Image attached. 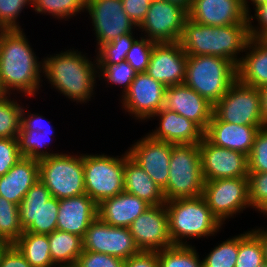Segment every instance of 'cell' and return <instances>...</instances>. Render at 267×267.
<instances>
[{
    "label": "cell",
    "instance_id": "cell-1",
    "mask_svg": "<svg viewBox=\"0 0 267 267\" xmlns=\"http://www.w3.org/2000/svg\"><path fill=\"white\" fill-rule=\"evenodd\" d=\"M33 49L23 28L0 29V84L4 94L31 98L42 90L43 59L39 61Z\"/></svg>",
    "mask_w": 267,
    "mask_h": 267
},
{
    "label": "cell",
    "instance_id": "cell-2",
    "mask_svg": "<svg viewBox=\"0 0 267 267\" xmlns=\"http://www.w3.org/2000/svg\"><path fill=\"white\" fill-rule=\"evenodd\" d=\"M64 50L42 58L43 76L60 95L71 102L86 104L94 97L96 79H99L96 56L89 58L88 53L74 47Z\"/></svg>",
    "mask_w": 267,
    "mask_h": 267
},
{
    "label": "cell",
    "instance_id": "cell-3",
    "mask_svg": "<svg viewBox=\"0 0 267 267\" xmlns=\"http://www.w3.org/2000/svg\"><path fill=\"white\" fill-rule=\"evenodd\" d=\"M249 39L248 23L214 27L187 18L179 43L188 56H220L237 66Z\"/></svg>",
    "mask_w": 267,
    "mask_h": 267
},
{
    "label": "cell",
    "instance_id": "cell-4",
    "mask_svg": "<svg viewBox=\"0 0 267 267\" xmlns=\"http://www.w3.org/2000/svg\"><path fill=\"white\" fill-rule=\"evenodd\" d=\"M165 206L173 245H192L187 241L215 236L224 226L202 195L166 201Z\"/></svg>",
    "mask_w": 267,
    "mask_h": 267
},
{
    "label": "cell",
    "instance_id": "cell-5",
    "mask_svg": "<svg viewBox=\"0 0 267 267\" xmlns=\"http://www.w3.org/2000/svg\"><path fill=\"white\" fill-rule=\"evenodd\" d=\"M237 80V66L213 55L188 56L185 84L215 105Z\"/></svg>",
    "mask_w": 267,
    "mask_h": 267
},
{
    "label": "cell",
    "instance_id": "cell-6",
    "mask_svg": "<svg viewBox=\"0 0 267 267\" xmlns=\"http://www.w3.org/2000/svg\"><path fill=\"white\" fill-rule=\"evenodd\" d=\"M204 183L199 145H173L169 177L162 190L165 201L201 196Z\"/></svg>",
    "mask_w": 267,
    "mask_h": 267
},
{
    "label": "cell",
    "instance_id": "cell-7",
    "mask_svg": "<svg viewBox=\"0 0 267 267\" xmlns=\"http://www.w3.org/2000/svg\"><path fill=\"white\" fill-rule=\"evenodd\" d=\"M72 154L61 152L39 161V179L58 200L85 194L83 153Z\"/></svg>",
    "mask_w": 267,
    "mask_h": 267
},
{
    "label": "cell",
    "instance_id": "cell-8",
    "mask_svg": "<svg viewBox=\"0 0 267 267\" xmlns=\"http://www.w3.org/2000/svg\"><path fill=\"white\" fill-rule=\"evenodd\" d=\"M83 167L85 193L97 204L124 192V153L83 154Z\"/></svg>",
    "mask_w": 267,
    "mask_h": 267
},
{
    "label": "cell",
    "instance_id": "cell-9",
    "mask_svg": "<svg viewBox=\"0 0 267 267\" xmlns=\"http://www.w3.org/2000/svg\"><path fill=\"white\" fill-rule=\"evenodd\" d=\"M202 196L223 225L226 224V220L251 208L248 177L205 181Z\"/></svg>",
    "mask_w": 267,
    "mask_h": 267
},
{
    "label": "cell",
    "instance_id": "cell-10",
    "mask_svg": "<svg viewBox=\"0 0 267 267\" xmlns=\"http://www.w3.org/2000/svg\"><path fill=\"white\" fill-rule=\"evenodd\" d=\"M213 114L220 121L228 123L264 126L259 89L246 85L238 79L214 105Z\"/></svg>",
    "mask_w": 267,
    "mask_h": 267
},
{
    "label": "cell",
    "instance_id": "cell-11",
    "mask_svg": "<svg viewBox=\"0 0 267 267\" xmlns=\"http://www.w3.org/2000/svg\"><path fill=\"white\" fill-rule=\"evenodd\" d=\"M59 200L40 179L27 191L19 204L20 224L24 232L48 235L57 230Z\"/></svg>",
    "mask_w": 267,
    "mask_h": 267
},
{
    "label": "cell",
    "instance_id": "cell-12",
    "mask_svg": "<svg viewBox=\"0 0 267 267\" xmlns=\"http://www.w3.org/2000/svg\"><path fill=\"white\" fill-rule=\"evenodd\" d=\"M92 21L95 51L103 44L109 43L121 35L138 30L123 8L122 0H86L85 13ZM136 29V30H135Z\"/></svg>",
    "mask_w": 267,
    "mask_h": 267
},
{
    "label": "cell",
    "instance_id": "cell-13",
    "mask_svg": "<svg viewBox=\"0 0 267 267\" xmlns=\"http://www.w3.org/2000/svg\"><path fill=\"white\" fill-rule=\"evenodd\" d=\"M188 12L165 0L152 2L138 31L156 43L179 42ZM144 35V36H143Z\"/></svg>",
    "mask_w": 267,
    "mask_h": 267
},
{
    "label": "cell",
    "instance_id": "cell-14",
    "mask_svg": "<svg viewBox=\"0 0 267 267\" xmlns=\"http://www.w3.org/2000/svg\"><path fill=\"white\" fill-rule=\"evenodd\" d=\"M166 86L146 73H137L129 89L119 99L122 110L138 122H147L163 108ZM135 117V118H134Z\"/></svg>",
    "mask_w": 267,
    "mask_h": 267
},
{
    "label": "cell",
    "instance_id": "cell-15",
    "mask_svg": "<svg viewBox=\"0 0 267 267\" xmlns=\"http://www.w3.org/2000/svg\"><path fill=\"white\" fill-rule=\"evenodd\" d=\"M83 250L108 254L126 260L138 254L129 228L115 227L97 217L86 230Z\"/></svg>",
    "mask_w": 267,
    "mask_h": 267
},
{
    "label": "cell",
    "instance_id": "cell-16",
    "mask_svg": "<svg viewBox=\"0 0 267 267\" xmlns=\"http://www.w3.org/2000/svg\"><path fill=\"white\" fill-rule=\"evenodd\" d=\"M128 228L139 251L157 252L173 246L165 204L149 206Z\"/></svg>",
    "mask_w": 267,
    "mask_h": 267
},
{
    "label": "cell",
    "instance_id": "cell-17",
    "mask_svg": "<svg viewBox=\"0 0 267 267\" xmlns=\"http://www.w3.org/2000/svg\"><path fill=\"white\" fill-rule=\"evenodd\" d=\"M204 181L248 177V156L212 144L205 136L199 142Z\"/></svg>",
    "mask_w": 267,
    "mask_h": 267
},
{
    "label": "cell",
    "instance_id": "cell-18",
    "mask_svg": "<svg viewBox=\"0 0 267 267\" xmlns=\"http://www.w3.org/2000/svg\"><path fill=\"white\" fill-rule=\"evenodd\" d=\"M173 145L155 140L146 134L130 145L127 152L163 190L169 177V162Z\"/></svg>",
    "mask_w": 267,
    "mask_h": 267
},
{
    "label": "cell",
    "instance_id": "cell-19",
    "mask_svg": "<svg viewBox=\"0 0 267 267\" xmlns=\"http://www.w3.org/2000/svg\"><path fill=\"white\" fill-rule=\"evenodd\" d=\"M187 57L179 42L157 43L151 53L146 74L166 87L183 84Z\"/></svg>",
    "mask_w": 267,
    "mask_h": 267
},
{
    "label": "cell",
    "instance_id": "cell-20",
    "mask_svg": "<svg viewBox=\"0 0 267 267\" xmlns=\"http://www.w3.org/2000/svg\"><path fill=\"white\" fill-rule=\"evenodd\" d=\"M163 108L186 117L205 132L212 119L214 105L183 83L166 87Z\"/></svg>",
    "mask_w": 267,
    "mask_h": 267
},
{
    "label": "cell",
    "instance_id": "cell-21",
    "mask_svg": "<svg viewBox=\"0 0 267 267\" xmlns=\"http://www.w3.org/2000/svg\"><path fill=\"white\" fill-rule=\"evenodd\" d=\"M188 18L214 27L248 23L244 0H193Z\"/></svg>",
    "mask_w": 267,
    "mask_h": 267
},
{
    "label": "cell",
    "instance_id": "cell-22",
    "mask_svg": "<svg viewBox=\"0 0 267 267\" xmlns=\"http://www.w3.org/2000/svg\"><path fill=\"white\" fill-rule=\"evenodd\" d=\"M151 118H157L159 126L146 134L155 140L179 145L199 144L204 138V131L197 124L174 111L162 108Z\"/></svg>",
    "mask_w": 267,
    "mask_h": 267
},
{
    "label": "cell",
    "instance_id": "cell-23",
    "mask_svg": "<svg viewBox=\"0 0 267 267\" xmlns=\"http://www.w3.org/2000/svg\"><path fill=\"white\" fill-rule=\"evenodd\" d=\"M98 217V204L86 193L59 200L57 230L84 237L89 225Z\"/></svg>",
    "mask_w": 267,
    "mask_h": 267
},
{
    "label": "cell",
    "instance_id": "cell-24",
    "mask_svg": "<svg viewBox=\"0 0 267 267\" xmlns=\"http://www.w3.org/2000/svg\"><path fill=\"white\" fill-rule=\"evenodd\" d=\"M263 127L220 121L213 114L204 136L216 146L238 151L248 156L257 133Z\"/></svg>",
    "mask_w": 267,
    "mask_h": 267
},
{
    "label": "cell",
    "instance_id": "cell-25",
    "mask_svg": "<svg viewBox=\"0 0 267 267\" xmlns=\"http://www.w3.org/2000/svg\"><path fill=\"white\" fill-rule=\"evenodd\" d=\"M150 205L125 191L98 204V217L105 223L128 228Z\"/></svg>",
    "mask_w": 267,
    "mask_h": 267
},
{
    "label": "cell",
    "instance_id": "cell-26",
    "mask_svg": "<svg viewBox=\"0 0 267 267\" xmlns=\"http://www.w3.org/2000/svg\"><path fill=\"white\" fill-rule=\"evenodd\" d=\"M39 180V161L22 157L0 176V196L19 206L27 191Z\"/></svg>",
    "mask_w": 267,
    "mask_h": 267
},
{
    "label": "cell",
    "instance_id": "cell-27",
    "mask_svg": "<svg viewBox=\"0 0 267 267\" xmlns=\"http://www.w3.org/2000/svg\"><path fill=\"white\" fill-rule=\"evenodd\" d=\"M244 52L237 65V79L258 89L267 85V41L250 37Z\"/></svg>",
    "mask_w": 267,
    "mask_h": 267
},
{
    "label": "cell",
    "instance_id": "cell-28",
    "mask_svg": "<svg viewBox=\"0 0 267 267\" xmlns=\"http://www.w3.org/2000/svg\"><path fill=\"white\" fill-rule=\"evenodd\" d=\"M124 191L144 200L150 206L165 204L162 189L145 170L124 152Z\"/></svg>",
    "mask_w": 267,
    "mask_h": 267
},
{
    "label": "cell",
    "instance_id": "cell-29",
    "mask_svg": "<svg viewBox=\"0 0 267 267\" xmlns=\"http://www.w3.org/2000/svg\"><path fill=\"white\" fill-rule=\"evenodd\" d=\"M50 255L57 267H74L79 255L83 252L82 237L55 230L48 234Z\"/></svg>",
    "mask_w": 267,
    "mask_h": 267
},
{
    "label": "cell",
    "instance_id": "cell-30",
    "mask_svg": "<svg viewBox=\"0 0 267 267\" xmlns=\"http://www.w3.org/2000/svg\"><path fill=\"white\" fill-rule=\"evenodd\" d=\"M14 245L32 267H57L51 259L48 235L23 232Z\"/></svg>",
    "mask_w": 267,
    "mask_h": 267
},
{
    "label": "cell",
    "instance_id": "cell-31",
    "mask_svg": "<svg viewBox=\"0 0 267 267\" xmlns=\"http://www.w3.org/2000/svg\"><path fill=\"white\" fill-rule=\"evenodd\" d=\"M54 131L25 130L21 125L16 140L23 157L40 161L59 152L48 150ZM48 147V148H47ZM48 150V151H47ZM56 152V153H54Z\"/></svg>",
    "mask_w": 267,
    "mask_h": 267
},
{
    "label": "cell",
    "instance_id": "cell-32",
    "mask_svg": "<svg viewBox=\"0 0 267 267\" xmlns=\"http://www.w3.org/2000/svg\"><path fill=\"white\" fill-rule=\"evenodd\" d=\"M193 245H173L157 251L159 267H204Z\"/></svg>",
    "mask_w": 267,
    "mask_h": 267
},
{
    "label": "cell",
    "instance_id": "cell-33",
    "mask_svg": "<svg viewBox=\"0 0 267 267\" xmlns=\"http://www.w3.org/2000/svg\"><path fill=\"white\" fill-rule=\"evenodd\" d=\"M264 263V249L259 236L250 228L238 234V256L235 267H259Z\"/></svg>",
    "mask_w": 267,
    "mask_h": 267
},
{
    "label": "cell",
    "instance_id": "cell-34",
    "mask_svg": "<svg viewBox=\"0 0 267 267\" xmlns=\"http://www.w3.org/2000/svg\"><path fill=\"white\" fill-rule=\"evenodd\" d=\"M31 7L36 14L67 21L86 10V0H32Z\"/></svg>",
    "mask_w": 267,
    "mask_h": 267
},
{
    "label": "cell",
    "instance_id": "cell-35",
    "mask_svg": "<svg viewBox=\"0 0 267 267\" xmlns=\"http://www.w3.org/2000/svg\"><path fill=\"white\" fill-rule=\"evenodd\" d=\"M14 97L0 96V138H16L19 132L23 104Z\"/></svg>",
    "mask_w": 267,
    "mask_h": 267
},
{
    "label": "cell",
    "instance_id": "cell-36",
    "mask_svg": "<svg viewBox=\"0 0 267 267\" xmlns=\"http://www.w3.org/2000/svg\"><path fill=\"white\" fill-rule=\"evenodd\" d=\"M23 232L19 206L0 196V239L14 244Z\"/></svg>",
    "mask_w": 267,
    "mask_h": 267
},
{
    "label": "cell",
    "instance_id": "cell-37",
    "mask_svg": "<svg viewBox=\"0 0 267 267\" xmlns=\"http://www.w3.org/2000/svg\"><path fill=\"white\" fill-rule=\"evenodd\" d=\"M133 33H127L109 43L101 45L95 53L97 64H118L125 61L128 51L138 38Z\"/></svg>",
    "mask_w": 267,
    "mask_h": 267
},
{
    "label": "cell",
    "instance_id": "cell-38",
    "mask_svg": "<svg viewBox=\"0 0 267 267\" xmlns=\"http://www.w3.org/2000/svg\"><path fill=\"white\" fill-rule=\"evenodd\" d=\"M98 65V80L105 81L106 87L108 84L118 86L122 88L121 96L129 89L136 72L128 64L127 61L120 62L118 64H97ZM112 84V85H111Z\"/></svg>",
    "mask_w": 267,
    "mask_h": 267
},
{
    "label": "cell",
    "instance_id": "cell-39",
    "mask_svg": "<svg viewBox=\"0 0 267 267\" xmlns=\"http://www.w3.org/2000/svg\"><path fill=\"white\" fill-rule=\"evenodd\" d=\"M202 258L204 267H235L238 256V235L221 241Z\"/></svg>",
    "mask_w": 267,
    "mask_h": 267
},
{
    "label": "cell",
    "instance_id": "cell-40",
    "mask_svg": "<svg viewBox=\"0 0 267 267\" xmlns=\"http://www.w3.org/2000/svg\"><path fill=\"white\" fill-rule=\"evenodd\" d=\"M156 44V42L140 35L139 39L136 38L132 44L125 61L128 62L136 73H146L151 53Z\"/></svg>",
    "mask_w": 267,
    "mask_h": 267
},
{
    "label": "cell",
    "instance_id": "cell-41",
    "mask_svg": "<svg viewBox=\"0 0 267 267\" xmlns=\"http://www.w3.org/2000/svg\"><path fill=\"white\" fill-rule=\"evenodd\" d=\"M32 0H0V29H22L18 17Z\"/></svg>",
    "mask_w": 267,
    "mask_h": 267
},
{
    "label": "cell",
    "instance_id": "cell-42",
    "mask_svg": "<svg viewBox=\"0 0 267 267\" xmlns=\"http://www.w3.org/2000/svg\"><path fill=\"white\" fill-rule=\"evenodd\" d=\"M248 190L251 209L260 213L267 206V172H249Z\"/></svg>",
    "mask_w": 267,
    "mask_h": 267
},
{
    "label": "cell",
    "instance_id": "cell-43",
    "mask_svg": "<svg viewBox=\"0 0 267 267\" xmlns=\"http://www.w3.org/2000/svg\"><path fill=\"white\" fill-rule=\"evenodd\" d=\"M248 170L249 172H267V126L261 128L256 135L248 155Z\"/></svg>",
    "mask_w": 267,
    "mask_h": 267
},
{
    "label": "cell",
    "instance_id": "cell-44",
    "mask_svg": "<svg viewBox=\"0 0 267 267\" xmlns=\"http://www.w3.org/2000/svg\"><path fill=\"white\" fill-rule=\"evenodd\" d=\"M124 260L104 253L86 251L79 255L74 267H123Z\"/></svg>",
    "mask_w": 267,
    "mask_h": 267
},
{
    "label": "cell",
    "instance_id": "cell-45",
    "mask_svg": "<svg viewBox=\"0 0 267 267\" xmlns=\"http://www.w3.org/2000/svg\"><path fill=\"white\" fill-rule=\"evenodd\" d=\"M22 157L16 138H0V176L5 175Z\"/></svg>",
    "mask_w": 267,
    "mask_h": 267
},
{
    "label": "cell",
    "instance_id": "cell-46",
    "mask_svg": "<svg viewBox=\"0 0 267 267\" xmlns=\"http://www.w3.org/2000/svg\"><path fill=\"white\" fill-rule=\"evenodd\" d=\"M253 10L254 14L250 13L247 15L249 36L252 38H263L267 34V3ZM254 20L255 22L257 21L256 25Z\"/></svg>",
    "mask_w": 267,
    "mask_h": 267
},
{
    "label": "cell",
    "instance_id": "cell-47",
    "mask_svg": "<svg viewBox=\"0 0 267 267\" xmlns=\"http://www.w3.org/2000/svg\"><path fill=\"white\" fill-rule=\"evenodd\" d=\"M22 107L21 110V122L20 125L25 130H34V131H55L51 123L44 116L39 113H31L29 106ZM26 109V110H25Z\"/></svg>",
    "mask_w": 267,
    "mask_h": 267
},
{
    "label": "cell",
    "instance_id": "cell-48",
    "mask_svg": "<svg viewBox=\"0 0 267 267\" xmlns=\"http://www.w3.org/2000/svg\"><path fill=\"white\" fill-rule=\"evenodd\" d=\"M122 3L125 13L139 27L144 21L151 3L148 0H122Z\"/></svg>",
    "mask_w": 267,
    "mask_h": 267
},
{
    "label": "cell",
    "instance_id": "cell-49",
    "mask_svg": "<svg viewBox=\"0 0 267 267\" xmlns=\"http://www.w3.org/2000/svg\"><path fill=\"white\" fill-rule=\"evenodd\" d=\"M123 267H159L157 252L140 251L124 260Z\"/></svg>",
    "mask_w": 267,
    "mask_h": 267
},
{
    "label": "cell",
    "instance_id": "cell-50",
    "mask_svg": "<svg viewBox=\"0 0 267 267\" xmlns=\"http://www.w3.org/2000/svg\"><path fill=\"white\" fill-rule=\"evenodd\" d=\"M0 267H32L19 249L12 244L4 253Z\"/></svg>",
    "mask_w": 267,
    "mask_h": 267
},
{
    "label": "cell",
    "instance_id": "cell-51",
    "mask_svg": "<svg viewBox=\"0 0 267 267\" xmlns=\"http://www.w3.org/2000/svg\"><path fill=\"white\" fill-rule=\"evenodd\" d=\"M260 103H261V117L264 127L267 126V85L259 88Z\"/></svg>",
    "mask_w": 267,
    "mask_h": 267
},
{
    "label": "cell",
    "instance_id": "cell-52",
    "mask_svg": "<svg viewBox=\"0 0 267 267\" xmlns=\"http://www.w3.org/2000/svg\"><path fill=\"white\" fill-rule=\"evenodd\" d=\"M256 228H252V230L259 236L262 242L264 249V262H267V227L265 229L263 226L259 228L256 226Z\"/></svg>",
    "mask_w": 267,
    "mask_h": 267
},
{
    "label": "cell",
    "instance_id": "cell-53",
    "mask_svg": "<svg viewBox=\"0 0 267 267\" xmlns=\"http://www.w3.org/2000/svg\"><path fill=\"white\" fill-rule=\"evenodd\" d=\"M252 2V3H251ZM267 0H244V10L246 15L250 14L252 11L250 8V4L253 6V9L262 5V4H266Z\"/></svg>",
    "mask_w": 267,
    "mask_h": 267
},
{
    "label": "cell",
    "instance_id": "cell-54",
    "mask_svg": "<svg viewBox=\"0 0 267 267\" xmlns=\"http://www.w3.org/2000/svg\"><path fill=\"white\" fill-rule=\"evenodd\" d=\"M165 1L177 4L178 6L184 8L187 12H189L191 4L193 2V0H165Z\"/></svg>",
    "mask_w": 267,
    "mask_h": 267
},
{
    "label": "cell",
    "instance_id": "cell-55",
    "mask_svg": "<svg viewBox=\"0 0 267 267\" xmlns=\"http://www.w3.org/2000/svg\"><path fill=\"white\" fill-rule=\"evenodd\" d=\"M12 244L7 242V241H4V240H1L0 239V263H1V260H2V257L5 253V251L11 246Z\"/></svg>",
    "mask_w": 267,
    "mask_h": 267
},
{
    "label": "cell",
    "instance_id": "cell-56",
    "mask_svg": "<svg viewBox=\"0 0 267 267\" xmlns=\"http://www.w3.org/2000/svg\"><path fill=\"white\" fill-rule=\"evenodd\" d=\"M263 214L265 217L267 216V206L260 212V215Z\"/></svg>",
    "mask_w": 267,
    "mask_h": 267
},
{
    "label": "cell",
    "instance_id": "cell-57",
    "mask_svg": "<svg viewBox=\"0 0 267 267\" xmlns=\"http://www.w3.org/2000/svg\"><path fill=\"white\" fill-rule=\"evenodd\" d=\"M4 95V92L2 91V86L0 84V96Z\"/></svg>",
    "mask_w": 267,
    "mask_h": 267
},
{
    "label": "cell",
    "instance_id": "cell-58",
    "mask_svg": "<svg viewBox=\"0 0 267 267\" xmlns=\"http://www.w3.org/2000/svg\"><path fill=\"white\" fill-rule=\"evenodd\" d=\"M259 267H267V262L262 263Z\"/></svg>",
    "mask_w": 267,
    "mask_h": 267
},
{
    "label": "cell",
    "instance_id": "cell-59",
    "mask_svg": "<svg viewBox=\"0 0 267 267\" xmlns=\"http://www.w3.org/2000/svg\"><path fill=\"white\" fill-rule=\"evenodd\" d=\"M150 3L152 2H156V1H159V0H148Z\"/></svg>",
    "mask_w": 267,
    "mask_h": 267
},
{
    "label": "cell",
    "instance_id": "cell-60",
    "mask_svg": "<svg viewBox=\"0 0 267 267\" xmlns=\"http://www.w3.org/2000/svg\"><path fill=\"white\" fill-rule=\"evenodd\" d=\"M263 38L267 41V34Z\"/></svg>",
    "mask_w": 267,
    "mask_h": 267
}]
</instances>
